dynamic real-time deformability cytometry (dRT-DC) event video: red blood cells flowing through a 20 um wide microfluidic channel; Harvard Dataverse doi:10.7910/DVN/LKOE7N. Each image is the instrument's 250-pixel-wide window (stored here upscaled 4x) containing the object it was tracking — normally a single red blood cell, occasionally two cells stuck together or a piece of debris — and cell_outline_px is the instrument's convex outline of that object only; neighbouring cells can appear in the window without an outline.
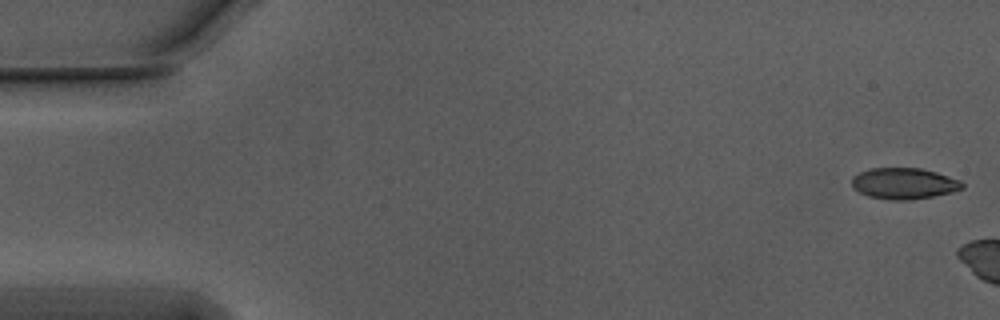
{"species": "Egyptian fruit bat (a non-hibernating species)", "species_latin": "Rousettus aegyptiacus", "temperature_condition": "warm", "stored_images_in_passage": 6, "camera_frame_rate_fps": 3000, "um_per_image_px": 0.085, "animal": {"sex": "male"}, "frame": {"image": 1, "passage_image": 1, "time_ms": 0.0, "image_size_px": [1000, 320], "cell_outline_px": [[964, 188], [952, 192], [932, 196], [908, 200], [892, 200], [868, 196], [852, 188], [852, 176], [868, 168], [920, 168], [936, 172], [960, 180], [964, 184]], "centroid_in_image_um": [76.82, 15.59], "position_along_channel_um": 8.2, "area_um2": 20.06}}